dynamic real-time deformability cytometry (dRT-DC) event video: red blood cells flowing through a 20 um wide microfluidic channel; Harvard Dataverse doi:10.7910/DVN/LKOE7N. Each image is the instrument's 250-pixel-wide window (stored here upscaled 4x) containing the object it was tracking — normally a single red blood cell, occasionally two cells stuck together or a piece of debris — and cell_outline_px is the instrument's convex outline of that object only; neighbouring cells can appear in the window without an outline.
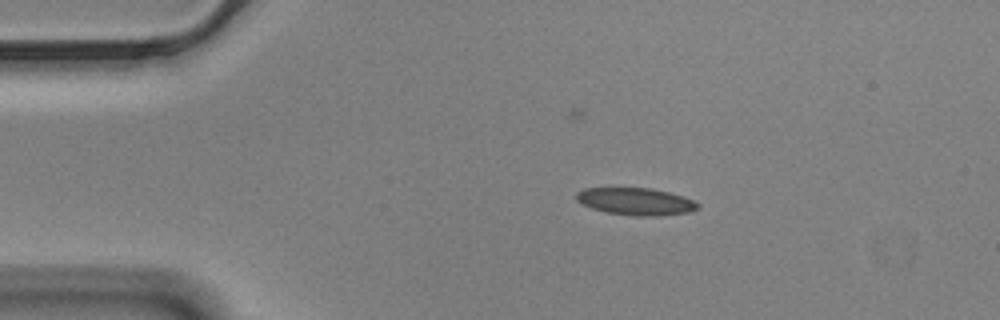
{"species": "Egyptian fruit bat (a non-hibernating species)", "species_latin": "Rousettus aegyptiacus", "temperature_condition": "cold", "stored_images_in_passage": 48, "camera_frame_rate_fps": 3000, "um_per_image_px": 0.085, "animal": {"sex": "male"}, "frame": {"image": 1, "passage_image": 1, "time_ms": 0.0, "image_size_px": [1000, 320], "cell_outline_px": [[700, 208], [688, 212], [660, 216], [636, 216], [608, 212], [592, 208], [576, 200], [576, 192], [584, 188], [652, 188], [684, 196], [700, 204]], "centroid_in_image_um": [54.07, 17.12], "position_along_channel_um": 30.9, "area_um2": 19.25}}
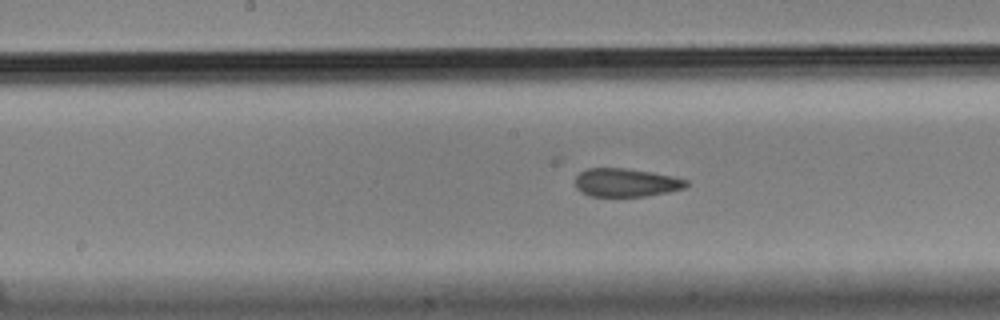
{"frame": {"image": 2, "passage_image": 19, "time_ms": 6.0, "image_size_px": [1000, 320], "cell_outline_px": [[688, 184], [684, 188], [668, 192], [644, 196], [592, 196], [576, 188], [576, 176], [580, 172], [588, 168], [624, 168], [652, 172], [672, 176], [688, 180]], "centroid_in_image_um": [53.23, 15.51], "position_along_channel_um": 195.0, "area_um2": 18.15}}
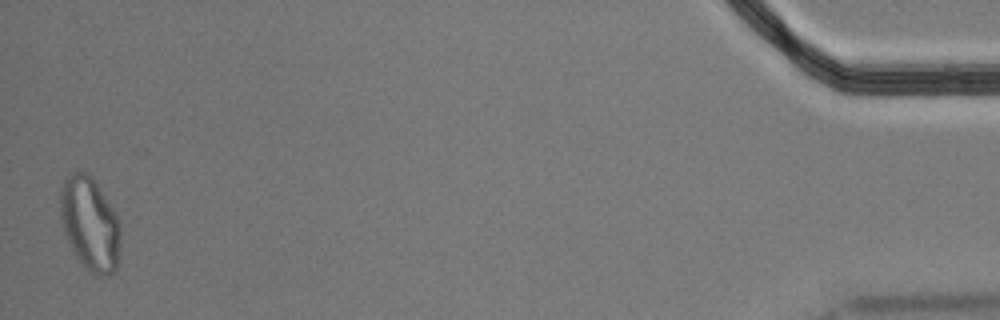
{"frame": {"image": 3, "passage_image": 47, "time_ms": 15.333, "image_size_px": [1000, 320], "cell_outline_px": [[120, 244], [116, 268], [108, 276], [96, 276], [76, 256], [64, 232], [60, 220], [60, 188], [64, 180], [72, 172], [84, 172], [92, 176], [112, 208], [120, 224]], "centroid_in_image_um": [7.63, 19.01], "position_along_channel_um": 427.6, "area_um2": 32.48}}